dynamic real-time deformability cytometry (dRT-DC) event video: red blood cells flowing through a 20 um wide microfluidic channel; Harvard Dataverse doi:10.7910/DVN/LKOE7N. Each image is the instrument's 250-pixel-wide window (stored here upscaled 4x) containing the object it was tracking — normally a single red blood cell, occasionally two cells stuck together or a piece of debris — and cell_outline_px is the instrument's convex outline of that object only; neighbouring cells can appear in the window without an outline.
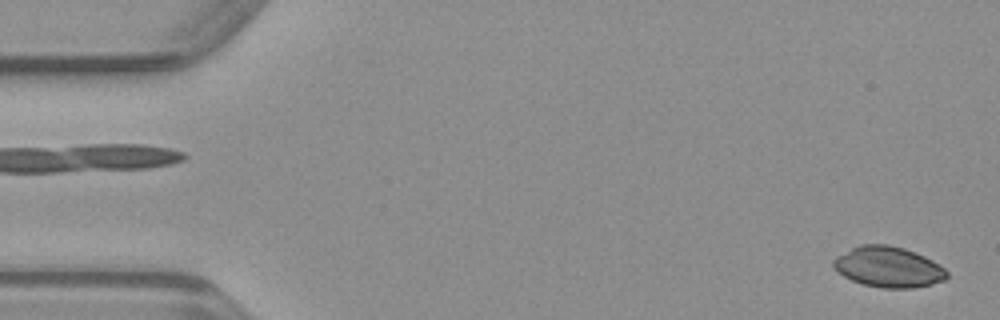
{"species": "common noctule bat (a hibernating species)", "species_latin": "Nyctalus noctula", "temperature_condition": "warm", "stored_images_in_passage": 48, "camera_frame_rate_fps": 3000, "um_per_image_px": 0.085, "animal": {"sex": "male", "body_mass_g": 23.1, "forearm_length_mm": 52.7}, "frame": {"image": 1, "passage_image": 1, "time_ms": 0.0, "image_size_px": [1000, 320], "cell_outline_px": [[948, 276], [944, 280], [932, 284], [912, 288], [880, 288], [864, 284], [852, 280], [844, 276], [832, 264], [832, 260], [836, 256], [860, 244], [888, 244], [904, 248], [924, 256], [932, 260], [944, 268], [948, 272]], "centroid_in_image_um": [75.52, 22.69], "position_along_channel_um": 9.5, "area_um2": 26.76}}
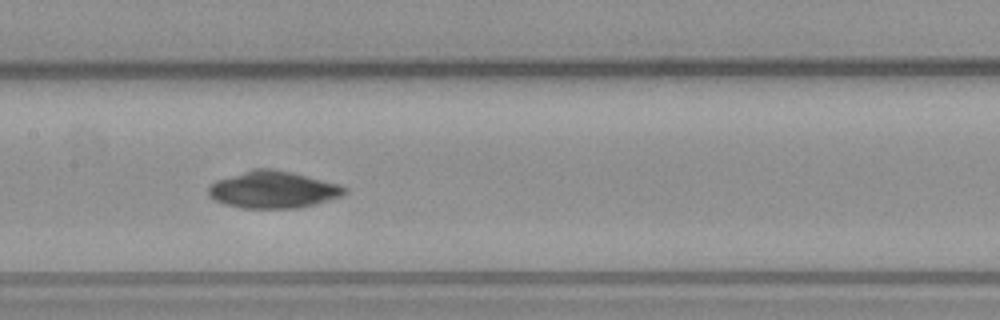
{"frame": {"image": 2, "passage_image": 23, "time_ms": 7.333, "image_size_px": [1000, 320], "cell_outline_px": [[348, 192], [340, 196], [316, 204], [296, 208], [240, 208], [224, 204], [216, 200], [208, 192], [208, 188], [216, 180], [252, 168], [272, 168], [292, 172], [340, 184], [348, 188]], "centroid_in_image_um": [23.23, 16.11], "position_along_channel_um": 184.2, "area_um2": 29.42}}
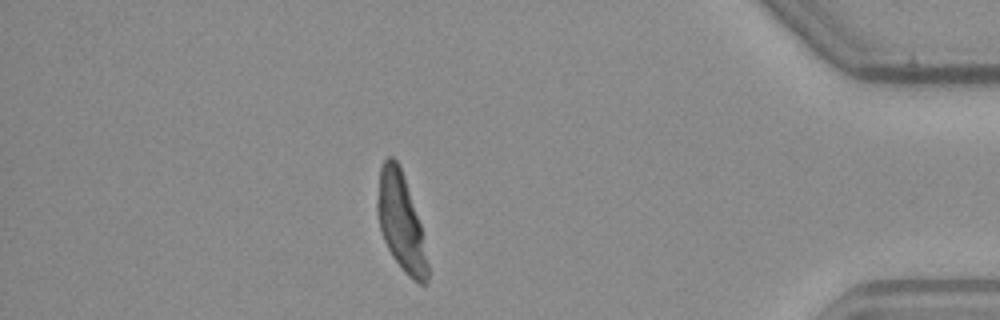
{"frame": {"image": 3, "passage_image": 42, "time_ms": 13.667, "image_size_px": [1000, 320], "cell_outline_px": [[428, 280], [424, 284], [420, 284], [412, 280], [404, 272], [392, 256], [384, 240], [380, 228], [376, 212], [376, 204], [380, 168], [384, 160], [388, 156], [392, 156], [400, 164], [420, 224], [428, 264]], "centroid_in_image_um": [34.06, 18.86], "position_along_channel_um": 401.1, "area_um2": 28.38}}